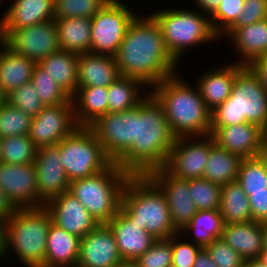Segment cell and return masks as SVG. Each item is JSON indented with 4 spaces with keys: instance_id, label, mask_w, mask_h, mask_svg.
<instances>
[{
    "instance_id": "obj_31",
    "label": "cell",
    "mask_w": 267,
    "mask_h": 267,
    "mask_svg": "<svg viewBox=\"0 0 267 267\" xmlns=\"http://www.w3.org/2000/svg\"><path fill=\"white\" fill-rule=\"evenodd\" d=\"M78 57L76 53L59 50L38 63L70 97L78 88Z\"/></svg>"
},
{
    "instance_id": "obj_17",
    "label": "cell",
    "mask_w": 267,
    "mask_h": 267,
    "mask_svg": "<svg viewBox=\"0 0 267 267\" xmlns=\"http://www.w3.org/2000/svg\"><path fill=\"white\" fill-rule=\"evenodd\" d=\"M34 165L37 171L39 201L43 205L69 191L70 181L61 163L58 145L38 148Z\"/></svg>"
},
{
    "instance_id": "obj_47",
    "label": "cell",
    "mask_w": 267,
    "mask_h": 267,
    "mask_svg": "<svg viewBox=\"0 0 267 267\" xmlns=\"http://www.w3.org/2000/svg\"><path fill=\"white\" fill-rule=\"evenodd\" d=\"M267 18V0H244L243 10L236 22L220 37L225 38L236 28L250 25Z\"/></svg>"
},
{
    "instance_id": "obj_40",
    "label": "cell",
    "mask_w": 267,
    "mask_h": 267,
    "mask_svg": "<svg viewBox=\"0 0 267 267\" xmlns=\"http://www.w3.org/2000/svg\"><path fill=\"white\" fill-rule=\"evenodd\" d=\"M31 117L6 102L0 107V136L28 135Z\"/></svg>"
},
{
    "instance_id": "obj_10",
    "label": "cell",
    "mask_w": 267,
    "mask_h": 267,
    "mask_svg": "<svg viewBox=\"0 0 267 267\" xmlns=\"http://www.w3.org/2000/svg\"><path fill=\"white\" fill-rule=\"evenodd\" d=\"M124 1L108 0L92 17L90 53L117 54L129 24L138 14Z\"/></svg>"
},
{
    "instance_id": "obj_35",
    "label": "cell",
    "mask_w": 267,
    "mask_h": 267,
    "mask_svg": "<svg viewBox=\"0 0 267 267\" xmlns=\"http://www.w3.org/2000/svg\"><path fill=\"white\" fill-rule=\"evenodd\" d=\"M220 214L225 224L252 221L249 198L236 181L221 187Z\"/></svg>"
},
{
    "instance_id": "obj_48",
    "label": "cell",
    "mask_w": 267,
    "mask_h": 267,
    "mask_svg": "<svg viewBox=\"0 0 267 267\" xmlns=\"http://www.w3.org/2000/svg\"><path fill=\"white\" fill-rule=\"evenodd\" d=\"M249 198L252 221H267V191L246 192Z\"/></svg>"
},
{
    "instance_id": "obj_49",
    "label": "cell",
    "mask_w": 267,
    "mask_h": 267,
    "mask_svg": "<svg viewBox=\"0 0 267 267\" xmlns=\"http://www.w3.org/2000/svg\"><path fill=\"white\" fill-rule=\"evenodd\" d=\"M248 66L257 75L261 84L267 91V54L253 60Z\"/></svg>"
},
{
    "instance_id": "obj_14",
    "label": "cell",
    "mask_w": 267,
    "mask_h": 267,
    "mask_svg": "<svg viewBox=\"0 0 267 267\" xmlns=\"http://www.w3.org/2000/svg\"><path fill=\"white\" fill-rule=\"evenodd\" d=\"M78 127L72 99L55 106H45L31 119L29 138L37 147L57 145Z\"/></svg>"
},
{
    "instance_id": "obj_51",
    "label": "cell",
    "mask_w": 267,
    "mask_h": 267,
    "mask_svg": "<svg viewBox=\"0 0 267 267\" xmlns=\"http://www.w3.org/2000/svg\"><path fill=\"white\" fill-rule=\"evenodd\" d=\"M17 208L6 196V193L0 188V219L6 220Z\"/></svg>"
},
{
    "instance_id": "obj_56",
    "label": "cell",
    "mask_w": 267,
    "mask_h": 267,
    "mask_svg": "<svg viewBox=\"0 0 267 267\" xmlns=\"http://www.w3.org/2000/svg\"><path fill=\"white\" fill-rule=\"evenodd\" d=\"M115 267H138L137 263L135 261L131 260H122L119 264H117Z\"/></svg>"
},
{
    "instance_id": "obj_55",
    "label": "cell",
    "mask_w": 267,
    "mask_h": 267,
    "mask_svg": "<svg viewBox=\"0 0 267 267\" xmlns=\"http://www.w3.org/2000/svg\"><path fill=\"white\" fill-rule=\"evenodd\" d=\"M263 235V250H267V221L261 223Z\"/></svg>"
},
{
    "instance_id": "obj_58",
    "label": "cell",
    "mask_w": 267,
    "mask_h": 267,
    "mask_svg": "<svg viewBox=\"0 0 267 267\" xmlns=\"http://www.w3.org/2000/svg\"><path fill=\"white\" fill-rule=\"evenodd\" d=\"M7 102V94L3 91L0 86V107Z\"/></svg>"
},
{
    "instance_id": "obj_9",
    "label": "cell",
    "mask_w": 267,
    "mask_h": 267,
    "mask_svg": "<svg viewBox=\"0 0 267 267\" xmlns=\"http://www.w3.org/2000/svg\"><path fill=\"white\" fill-rule=\"evenodd\" d=\"M57 145L61 163L70 182L91 177L113 163L92 130L86 126H78Z\"/></svg>"
},
{
    "instance_id": "obj_43",
    "label": "cell",
    "mask_w": 267,
    "mask_h": 267,
    "mask_svg": "<svg viewBox=\"0 0 267 267\" xmlns=\"http://www.w3.org/2000/svg\"><path fill=\"white\" fill-rule=\"evenodd\" d=\"M244 0H221L210 15L214 32L221 37L237 20L243 10Z\"/></svg>"
},
{
    "instance_id": "obj_37",
    "label": "cell",
    "mask_w": 267,
    "mask_h": 267,
    "mask_svg": "<svg viewBox=\"0 0 267 267\" xmlns=\"http://www.w3.org/2000/svg\"><path fill=\"white\" fill-rule=\"evenodd\" d=\"M31 83L44 106L65 104L71 100V97L38 63L34 67Z\"/></svg>"
},
{
    "instance_id": "obj_38",
    "label": "cell",
    "mask_w": 267,
    "mask_h": 267,
    "mask_svg": "<svg viewBox=\"0 0 267 267\" xmlns=\"http://www.w3.org/2000/svg\"><path fill=\"white\" fill-rule=\"evenodd\" d=\"M237 182L245 192L267 191V167L264 162L258 156L242 159Z\"/></svg>"
},
{
    "instance_id": "obj_3",
    "label": "cell",
    "mask_w": 267,
    "mask_h": 267,
    "mask_svg": "<svg viewBox=\"0 0 267 267\" xmlns=\"http://www.w3.org/2000/svg\"><path fill=\"white\" fill-rule=\"evenodd\" d=\"M182 76L178 72L165 78L153 86L150 93L162 105L176 138L210 135L211 111L197 85Z\"/></svg>"
},
{
    "instance_id": "obj_4",
    "label": "cell",
    "mask_w": 267,
    "mask_h": 267,
    "mask_svg": "<svg viewBox=\"0 0 267 267\" xmlns=\"http://www.w3.org/2000/svg\"><path fill=\"white\" fill-rule=\"evenodd\" d=\"M51 222V215L44 205L17 208L4 220L2 263L6 265L9 258L11 263L13 256L24 267H43Z\"/></svg>"
},
{
    "instance_id": "obj_8",
    "label": "cell",
    "mask_w": 267,
    "mask_h": 267,
    "mask_svg": "<svg viewBox=\"0 0 267 267\" xmlns=\"http://www.w3.org/2000/svg\"><path fill=\"white\" fill-rule=\"evenodd\" d=\"M130 174L113 162L91 177L70 182L71 192L100 224H107L120 210L121 195Z\"/></svg>"
},
{
    "instance_id": "obj_60",
    "label": "cell",
    "mask_w": 267,
    "mask_h": 267,
    "mask_svg": "<svg viewBox=\"0 0 267 267\" xmlns=\"http://www.w3.org/2000/svg\"><path fill=\"white\" fill-rule=\"evenodd\" d=\"M1 149H2V137L0 136V159H1Z\"/></svg>"
},
{
    "instance_id": "obj_32",
    "label": "cell",
    "mask_w": 267,
    "mask_h": 267,
    "mask_svg": "<svg viewBox=\"0 0 267 267\" xmlns=\"http://www.w3.org/2000/svg\"><path fill=\"white\" fill-rule=\"evenodd\" d=\"M224 224L219 209L198 210L179 233L190 242L205 248L222 236Z\"/></svg>"
},
{
    "instance_id": "obj_20",
    "label": "cell",
    "mask_w": 267,
    "mask_h": 267,
    "mask_svg": "<svg viewBox=\"0 0 267 267\" xmlns=\"http://www.w3.org/2000/svg\"><path fill=\"white\" fill-rule=\"evenodd\" d=\"M264 131L260 126L249 122L210 127V135L218 146L243 159L259 155Z\"/></svg>"
},
{
    "instance_id": "obj_13",
    "label": "cell",
    "mask_w": 267,
    "mask_h": 267,
    "mask_svg": "<svg viewBox=\"0 0 267 267\" xmlns=\"http://www.w3.org/2000/svg\"><path fill=\"white\" fill-rule=\"evenodd\" d=\"M214 143L211 135L178 137L163 167L179 178H203L210 148Z\"/></svg>"
},
{
    "instance_id": "obj_26",
    "label": "cell",
    "mask_w": 267,
    "mask_h": 267,
    "mask_svg": "<svg viewBox=\"0 0 267 267\" xmlns=\"http://www.w3.org/2000/svg\"><path fill=\"white\" fill-rule=\"evenodd\" d=\"M81 238L51 222L43 267H76Z\"/></svg>"
},
{
    "instance_id": "obj_25",
    "label": "cell",
    "mask_w": 267,
    "mask_h": 267,
    "mask_svg": "<svg viewBox=\"0 0 267 267\" xmlns=\"http://www.w3.org/2000/svg\"><path fill=\"white\" fill-rule=\"evenodd\" d=\"M114 56L84 53L78 57V87H108L120 77Z\"/></svg>"
},
{
    "instance_id": "obj_15",
    "label": "cell",
    "mask_w": 267,
    "mask_h": 267,
    "mask_svg": "<svg viewBox=\"0 0 267 267\" xmlns=\"http://www.w3.org/2000/svg\"><path fill=\"white\" fill-rule=\"evenodd\" d=\"M147 176L164 193L172 225L181 231L198 212L189 191V180L170 174L164 167L149 172Z\"/></svg>"
},
{
    "instance_id": "obj_6",
    "label": "cell",
    "mask_w": 267,
    "mask_h": 267,
    "mask_svg": "<svg viewBox=\"0 0 267 267\" xmlns=\"http://www.w3.org/2000/svg\"><path fill=\"white\" fill-rule=\"evenodd\" d=\"M190 7H160L149 12L161 28L167 51L179 65L191 48L193 50L194 47L198 49L203 45L220 43V37L212 28L210 16Z\"/></svg>"
},
{
    "instance_id": "obj_7",
    "label": "cell",
    "mask_w": 267,
    "mask_h": 267,
    "mask_svg": "<svg viewBox=\"0 0 267 267\" xmlns=\"http://www.w3.org/2000/svg\"><path fill=\"white\" fill-rule=\"evenodd\" d=\"M245 122L267 130V91L248 65L237 71L229 98L211 111L210 127Z\"/></svg>"
},
{
    "instance_id": "obj_39",
    "label": "cell",
    "mask_w": 267,
    "mask_h": 267,
    "mask_svg": "<svg viewBox=\"0 0 267 267\" xmlns=\"http://www.w3.org/2000/svg\"><path fill=\"white\" fill-rule=\"evenodd\" d=\"M221 185L205 178L189 179V191L198 210L220 208Z\"/></svg>"
},
{
    "instance_id": "obj_28",
    "label": "cell",
    "mask_w": 267,
    "mask_h": 267,
    "mask_svg": "<svg viewBox=\"0 0 267 267\" xmlns=\"http://www.w3.org/2000/svg\"><path fill=\"white\" fill-rule=\"evenodd\" d=\"M35 66L34 61L13 52L0 38V86L7 95L31 82Z\"/></svg>"
},
{
    "instance_id": "obj_2",
    "label": "cell",
    "mask_w": 267,
    "mask_h": 267,
    "mask_svg": "<svg viewBox=\"0 0 267 267\" xmlns=\"http://www.w3.org/2000/svg\"><path fill=\"white\" fill-rule=\"evenodd\" d=\"M175 139L162 105L149 93L136 106L134 142L115 163L130 175H147L163 168Z\"/></svg>"
},
{
    "instance_id": "obj_33",
    "label": "cell",
    "mask_w": 267,
    "mask_h": 267,
    "mask_svg": "<svg viewBox=\"0 0 267 267\" xmlns=\"http://www.w3.org/2000/svg\"><path fill=\"white\" fill-rule=\"evenodd\" d=\"M107 90L108 112L112 113L135 108L150 93L140 80L127 76H120Z\"/></svg>"
},
{
    "instance_id": "obj_50",
    "label": "cell",
    "mask_w": 267,
    "mask_h": 267,
    "mask_svg": "<svg viewBox=\"0 0 267 267\" xmlns=\"http://www.w3.org/2000/svg\"><path fill=\"white\" fill-rule=\"evenodd\" d=\"M221 0H191L190 3H194L196 10L211 15L219 6Z\"/></svg>"
},
{
    "instance_id": "obj_42",
    "label": "cell",
    "mask_w": 267,
    "mask_h": 267,
    "mask_svg": "<svg viewBox=\"0 0 267 267\" xmlns=\"http://www.w3.org/2000/svg\"><path fill=\"white\" fill-rule=\"evenodd\" d=\"M31 82L21 85L7 95V102L31 118L37 116L45 107Z\"/></svg>"
},
{
    "instance_id": "obj_12",
    "label": "cell",
    "mask_w": 267,
    "mask_h": 267,
    "mask_svg": "<svg viewBox=\"0 0 267 267\" xmlns=\"http://www.w3.org/2000/svg\"><path fill=\"white\" fill-rule=\"evenodd\" d=\"M116 162L132 145L136 129V107L123 112H108L88 126Z\"/></svg>"
},
{
    "instance_id": "obj_23",
    "label": "cell",
    "mask_w": 267,
    "mask_h": 267,
    "mask_svg": "<svg viewBox=\"0 0 267 267\" xmlns=\"http://www.w3.org/2000/svg\"><path fill=\"white\" fill-rule=\"evenodd\" d=\"M5 1V2H4ZM12 3H11V2ZM55 0H3L8 3L1 13L0 29H20L54 20Z\"/></svg>"
},
{
    "instance_id": "obj_1",
    "label": "cell",
    "mask_w": 267,
    "mask_h": 267,
    "mask_svg": "<svg viewBox=\"0 0 267 267\" xmlns=\"http://www.w3.org/2000/svg\"><path fill=\"white\" fill-rule=\"evenodd\" d=\"M114 57L121 76L138 79L149 89L183 70L167 51L161 28L149 12L138 13L129 24Z\"/></svg>"
},
{
    "instance_id": "obj_54",
    "label": "cell",
    "mask_w": 267,
    "mask_h": 267,
    "mask_svg": "<svg viewBox=\"0 0 267 267\" xmlns=\"http://www.w3.org/2000/svg\"><path fill=\"white\" fill-rule=\"evenodd\" d=\"M243 267H267L259 258L244 260Z\"/></svg>"
},
{
    "instance_id": "obj_53",
    "label": "cell",
    "mask_w": 267,
    "mask_h": 267,
    "mask_svg": "<svg viewBox=\"0 0 267 267\" xmlns=\"http://www.w3.org/2000/svg\"><path fill=\"white\" fill-rule=\"evenodd\" d=\"M258 157L264 162L265 166L267 167V130H265L263 133Z\"/></svg>"
},
{
    "instance_id": "obj_46",
    "label": "cell",
    "mask_w": 267,
    "mask_h": 267,
    "mask_svg": "<svg viewBox=\"0 0 267 267\" xmlns=\"http://www.w3.org/2000/svg\"><path fill=\"white\" fill-rule=\"evenodd\" d=\"M218 267H243L244 259L224 239H214L205 247Z\"/></svg>"
},
{
    "instance_id": "obj_11",
    "label": "cell",
    "mask_w": 267,
    "mask_h": 267,
    "mask_svg": "<svg viewBox=\"0 0 267 267\" xmlns=\"http://www.w3.org/2000/svg\"><path fill=\"white\" fill-rule=\"evenodd\" d=\"M0 38L13 52L35 63L60 50L55 20L20 29H0Z\"/></svg>"
},
{
    "instance_id": "obj_19",
    "label": "cell",
    "mask_w": 267,
    "mask_h": 267,
    "mask_svg": "<svg viewBox=\"0 0 267 267\" xmlns=\"http://www.w3.org/2000/svg\"><path fill=\"white\" fill-rule=\"evenodd\" d=\"M122 261L114 235L107 224L81 238L76 267H115Z\"/></svg>"
},
{
    "instance_id": "obj_22",
    "label": "cell",
    "mask_w": 267,
    "mask_h": 267,
    "mask_svg": "<svg viewBox=\"0 0 267 267\" xmlns=\"http://www.w3.org/2000/svg\"><path fill=\"white\" fill-rule=\"evenodd\" d=\"M230 62V63H229ZM203 71L195 81L207 108L212 111L225 102L232 92L237 71L243 66L231 61Z\"/></svg>"
},
{
    "instance_id": "obj_21",
    "label": "cell",
    "mask_w": 267,
    "mask_h": 267,
    "mask_svg": "<svg viewBox=\"0 0 267 267\" xmlns=\"http://www.w3.org/2000/svg\"><path fill=\"white\" fill-rule=\"evenodd\" d=\"M122 260L135 261L157 240L146 229L133 223L121 210L107 223Z\"/></svg>"
},
{
    "instance_id": "obj_29",
    "label": "cell",
    "mask_w": 267,
    "mask_h": 267,
    "mask_svg": "<svg viewBox=\"0 0 267 267\" xmlns=\"http://www.w3.org/2000/svg\"><path fill=\"white\" fill-rule=\"evenodd\" d=\"M55 24L60 50L78 55L90 52L92 18L59 19Z\"/></svg>"
},
{
    "instance_id": "obj_24",
    "label": "cell",
    "mask_w": 267,
    "mask_h": 267,
    "mask_svg": "<svg viewBox=\"0 0 267 267\" xmlns=\"http://www.w3.org/2000/svg\"><path fill=\"white\" fill-rule=\"evenodd\" d=\"M226 40L238 56L236 61L233 60L234 63L249 65L253 60L267 54V18L234 29Z\"/></svg>"
},
{
    "instance_id": "obj_34",
    "label": "cell",
    "mask_w": 267,
    "mask_h": 267,
    "mask_svg": "<svg viewBox=\"0 0 267 267\" xmlns=\"http://www.w3.org/2000/svg\"><path fill=\"white\" fill-rule=\"evenodd\" d=\"M242 159L214 143L210 148L203 178L221 186L236 181Z\"/></svg>"
},
{
    "instance_id": "obj_45",
    "label": "cell",
    "mask_w": 267,
    "mask_h": 267,
    "mask_svg": "<svg viewBox=\"0 0 267 267\" xmlns=\"http://www.w3.org/2000/svg\"><path fill=\"white\" fill-rule=\"evenodd\" d=\"M172 265L177 267H193L198 253L203 249L187 240L179 232L171 236Z\"/></svg>"
},
{
    "instance_id": "obj_36",
    "label": "cell",
    "mask_w": 267,
    "mask_h": 267,
    "mask_svg": "<svg viewBox=\"0 0 267 267\" xmlns=\"http://www.w3.org/2000/svg\"><path fill=\"white\" fill-rule=\"evenodd\" d=\"M38 148L29 135L2 138L0 162L15 165L34 163Z\"/></svg>"
},
{
    "instance_id": "obj_57",
    "label": "cell",
    "mask_w": 267,
    "mask_h": 267,
    "mask_svg": "<svg viewBox=\"0 0 267 267\" xmlns=\"http://www.w3.org/2000/svg\"><path fill=\"white\" fill-rule=\"evenodd\" d=\"M4 220L0 219V255L3 250Z\"/></svg>"
},
{
    "instance_id": "obj_30",
    "label": "cell",
    "mask_w": 267,
    "mask_h": 267,
    "mask_svg": "<svg viewBox=\"0 0 267 267\" xmlns=\"http://www.w3.org/2000/svg\"><path fill=\"white\" fill-rule=\"evenodd\" d=\"M71 99L78 126L88 127L108 113L107 87H78Z\"/></svg>"
},
{
    "instance_id": "obj_44",
    "label": "cell",
    "mask_w": 267,
    "mask_h": 267,
    "mask_svg": "<svg viewBox=\"0 0 267 267\" xmlns=\"http://www.w3.org/2000/svg\"><path fill=\"white\" fill-rule=\"evenodd\" d=\"M135 262L138 267H169L172 265L171 237L157 239Z\"/></svg>"
},
{
    "instance_id": "obj_52",
    "label": "cell",
    "mask_w": 267,
    "mask_h": 267,
    "mask_svg": "<svg viewBox=\"0 0 267 267\" xmlns=\"http://www.w3.org/2000/svg\"><path fill=\"white\" fill-rule=\"evenodd\" d=\"M193 267H218L211 259L210 254L203 248L197 256Z\"/></svg>"
},
{
    "instance_id": "obj_59",
    "label": "cell",
    "mask_w": 267,
    "mask_h": 267,
    "mask_svg": "<svg viewBox=\"0 0 267 267\" xmlns=\"http://www.w3.org/2000/svg\"><path fill=\"white\" fill-rule=\"evenodd\" d=\"M258 258L264 265L267 266V250H262Z\"/></svg>"
},
{
    "instance_id": "obj_16",
    "label": "cell",
    "mask_w": 267,
    "mask_h": 267,
    "mask_svg": "<svg viewBox=\"0 0 267 267\" xmlns=\"http://www.w3.org/2000/svg\"><path fill=\"white\" fill-rule=\"evenodd\" d=\"M0 188L16 208L41 207L34 163L15 165L0 162Z\"/></svg>"
},
{
    "instance_id": "obj_18",
    "label": "cell",
    "mask_w": 267,
    "mask_h": 267,
    "mask_svg": "<svg viewBox=\"0 0 267 267\" xmlns=\"http://www.w3.org/2000/svg\"><path fill=\"white\" fill-rule=\"evenodd\" d=\"M44 206L49 211L55 225L80 238L94 231L100 225L69 191L54 197Z\"/></svg>"
},
{
    "instance_id": "obj_5",
    "label": "cell",
    "mask_w": 267,
    "mask_h": 267,
    "mask_svg": "<svg viewBox=\"0 0 267 267\" xmlns=\"http://www.w3.org/2000/svg\"><path fill=\"white\" fill-rule=\"evenodd\" d=\"M120 210L156 239L178 233L164 193L147 175H130L122 191Z\"/></svg>"
},
{
    "instance_id": "obj_27",
    "label": "cell",
    "mask_w": 267,
    "mask_h": 267,
    "mask_svg": "<svg viewBox=\"0 0 267 267\" xmlns=\"http://www.w3.org/2000/svg\"><path fill=\"white\" fill-rule=\"evenodd\" d=\"M221 238L244 260L258 258L263 250L262 226L256 221L224 224Z\"/></svg>"
},
{
    "instance_id": "obj_41",
    "label": "cell",
    "mask_w": 267,
    "mask_h": 267,
    "mask_svg": "<svg viewBox=\"0 0 267 267\" xmlns=\"http://www.w3.org/2000/svg\"><path fill=\"white\" fill-rule=\"evenodd\" d=\"M108 0H55L54 20L92 18Z\"/></svg>"
}]
</instances>
